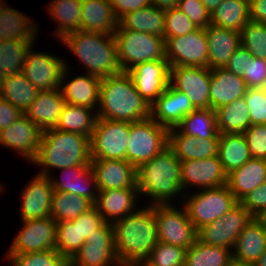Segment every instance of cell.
<instances>
[{"label":"cell","mask_w":266,"mask_h":266,"mask_svg":"<svg viewBox=\"0 0 266 266\" xmlns=\"http://www.w3.org/2000/svg\"><path fill=\"white\" fill-rule=\"evenodd\" d=\"M112 223L115 251L121 266H135L145 261L158 242L153 205Z\"/></svg>","instance_id":"6da1fadb"},{"label":"cell","mask_w":266,"mask_h":266,"mask_svg":"<svg viewBox=\"0 0 266 266\" xmlns=\"http://www.w3.org/2000/svg\"><path fill=\"white\" fill-rule=\"evenodd\" d=\"M99 109V110H98ZM98 118L135 122L150 117V106L126 71L101 79Z\"/></svg>","instance_id":"7a4b0ae2"},{"label":"cell","mask_w":266,"mask_h":266,"mask_svg":"<svg viewBox=\"0 0 266 266\" xmlns=\"http://www.w3.org/2000/svg\"><path fill=\"white\" fill-rule=\"evenodd\" d=\"M90 138L53 129L43 131L38 153L32 164L40 165L38 174L49 176V168L64 169L91 163Z\"/></svg>","instance_id":"3957f363"},{"label":"cell","mask_w":266,"mask_h":266,"mask_svg":"<svg viewBox=\"0 0 266 266\" xmlns=\"http://www.w3.org/2000/svg\"><path fill=\"white\" fill-rule=\"evenodd\" d=\"M136 170L138 192L150 196V205H168L177 194H184L181 161L169 147Z\"/></svg>","instance_id":"277c9868"},{"label":"cell","mask_w":266,"mask_h":266,"mask_svg":"<svg viewBox=\"0 0 266 266\" xmlns=\"http://www.w3.org/2000/svg\"><path fill=\"white\" fill-rule=\"evenodd\" d=\"M61 42L87 67V74L102 79L122 72L113 35L79 30Z\"/></svg>","instance_id":"5b68a950"},{"label":"cell","mask_w":266,"mask_h":266,"mask_svg":"<svg viewBox=\"0 0 266 266\" xmlns=\"http://www.w3.org/2000/svg\"><path fill=\"white\" fill-rule=\"evenodd\" d=\"M113 36L122 71L127 72L143 62L166 58L163 37L134 30H116Z\"/></svg>","instance_id":"8992f818"},{"label":"cell","mask_w":266,"mask_h":266,"mask_svg":"<svg viewBox=\"0 0 266 266\" xmlns=\"http://www.w3.org/2000/svg\"><path fill=\"white\" fill-rule=\"evenodd\" d=\"M200 190L191 196L183 195L186 201L183 207L197 231L220 219L239 203L227 185Z\"/></svg>","instance_id":"52a82bcc"},{"label":"cell","mask_w":266,"mask_h":266,"mask_svg":"<svg viewBox=\"0 0 266 266\" xmlns=\"http://www.w3.org/2000/svg\"><path fill=\"white\" fill-rule=\"evenodd\" d=\"M169 129L151 117L130 123L127 161L138 169L168 147Z\"/></svg>","instance_id":"ba28073f"},{"label":"cell","mask_w":266,"mask_h":266,"mask_svg":"<svg viewBox=\"0 0 266 266\" xmlns=\"http://www.w3.org/2000/svg\"><path fill=\"white\" fill-rule=\"evenodd\" d=\"M130 123L98 118L90 139L91 159L126 160Z\"/></svg>","instance_id":"9c48e42d"},{"label":"cell","mask_w":266,"mask_h":266,"mask_svg":"<svg viewBox=\"0 0 266 266\" xmlns=\"http://www.w3.org/2000/svg\"><path fill=\"white\" fill-rule=\"evenodd\" d=\"M158 241L188 249L197 241V230L189 220L184 207L153 205Z\"/></svg>","instance_id":"30bf717a"},{"label":"cell","mask_w":266,"mask_h":266,"mask_svg":"<svg viewBox=\"0 0 266 266\" xmlns=\"http://www.w3.org/2000/svg\"><path fill=\"white\" fill-rule=\"evenodd\" d=\"M253 216L239 202L230 211L197 231V239L207 245L234 248L238 235Z\"/></svg>","instance_id":"8fae6325"},{"label":"cell","mask_w":266,"mask_h":266,"mask_svg":"<svg viewBox=\"0 0 266 266\" xmlns=\"http://www.w3.org/2000/svg\"><path fill=\"white\" fill-rule=\"evenodd\" d=\"M164 39L166 59L170 67L208 68V44L205 29L197 28L183 36Z\"/></svg>","instance_id":"7c38bea8"},{"label":"cell","mask_w":266,"mask_h":266,"mask_svg":"<svg viewBox=\"0 0 266 266\" xmlns=\"http://www.w3.org/2000/svg\"><path fill=\"white\" fill-rule=\"evenodd\" d=\"M70 266H121L116 257L112 223L105 222L87 237Z\"/></svg>","instance_id":"4fadbf2b"},{"label":"cell","mask_w":266,"mask_h":266,"mask_svg":"<svg viewBox=\"0 0 266 266\" xmlns=\"http://www.w3.org/2000/svg\"><path fill=\"white\" fill-rule=\"evenodd\" d=\"M56 224L51 217L23 221V227L14 237L7 254H24L54 250Z\"/></svg>","instance_id":"5bb4252c"},{"label":"cell","mask_w":266,"mask_h":266,"mask_svg":"<svg viewBox=\"0 0 266 266\" xmlns=\"http://www.w3.org/2000/svg\"><path fill=\"white\" fill-rule=\"evenodd\" d=\"M65 62V59L44 52L35 53L30 48L22 72L38 91L58 89L61 85Z\"/></svg>","instance_id":"9a60e30c"},{"label":"cell","mask_w":266,"mask_h":266,"mask_svg":"<svg viewBox=\"0 0 266 266\" xmlns=\"http://www.w3.org/2000/svg\"><path fill=\"white\" fill-rule=\"evenodd\" d=\"M137 92L151 106L170 83L167 59L143 62L127 71Z\"/></svg>","instance_id":"2e32d148"},{"label":"cell","mask_w":266,"mask_h":266,"mask_svg":"<svg viewBox=\"0 0 266 266\" xmlns=\"http://www.w3.org/2000/svg\"><path fill=\"white\" fill-rule=\"evenodd\" d=\"M211 71L206 67H170V84L184 92L193 106L210 108Z\"/></svg>","instance_id":"e0dca14e"},{"label":"cell","mask_w":266,"mask_h":266,"mask_svg":"<svg viewBox=\"0 0 266 266\" xmlns=\"http://www.w3.org/2000/svg\"><path fill=\"white\" fill-rule=\"evenodd\" d=\"M43 131L25 114L0 131V145L15 150L27 161H33L38 153Z\"/></svg>","instance_id":"ac0fdd59"},{"label":"cell","mask_w":266,"mask_h":266,"mask_svg":"<svg viewBox=\"0 0 266 266\" xmlns=\"http://www.w3.org/2000/svg\"><path fill=\"white\" fill-rule=\"evenodd\" d=\"M181 183L183 191L191 185L202 189L216 188L227 184V175L218 155L201 160L181 161Z\"/></svg>","instance_id":"d6986e66"},{"label":"cell","mask_w":266,"mask_h":266,"mask_svg":"<svg viewBox=\"0 0 266 266\" xmlns=\"http://www.w3.org/2000/svg\"><path fill=\"white\" fill-rule=\"evenodd\" d=\"M98 191L137 189V170L126 160L92 159Z\"/></svg>","instance_id":"ffe728a7"},{"label":"cell","mask_w":266,"mask_h":266,"mask_svg":"<svg viewBox=\"0 0 266 266\" xmlns=\"http://www.w3.org/2000/svg\"><path fill=\"white\" fill-rule=\"evenodd\" d=\"M195 109L187 95L169 83L167 89L150 106V117L170 129Z\"/></svg>","instance_id":"44dd1931"},{"label":"cell","mask_w":266,"mask_h":266,"mask_svg":"<svg viewBox=\"0 0 266 266\" xmlns=\"http://www.w3.org/2000/svg\"><path fill=\"white\" fill-rule=\"evenodd\" d=\"M54 189L51 176L37 175L25 185L21 202L22 221L51 217V203Z\"/></svg>","instance_id":"7402d4cb"},{"label":"cell","mask_w":266,"mask_h":266,"mask_svg":"<svg viewBox=\"0 0 266 266\" xmlns=\"http://www.w3.org/2000/svg\"><path fill=\"white\" fill-rule=\"evenodd\" d=\"M68 69L69 67H67V63H65V69L62 74L60 85V91L65 99V102L70 105L84 106L95 110L96 107H99L101 79L96 76L86 74L85 76L79 75L69 81H66L67 77H69L67 76L69 74L67 73Z\"/></svg>","instance_id":"603a6c76"},{"label":"cell","mask_w":266,"mask_h":266,"mask_svg":"<svg viewBox=\"0 0 266 266\" xmlns=\"http://www.w3.org/2000/svg\"><path fill=\"white\" fill-rule=\"evenodd\" d=\"M210 108L213 110L230 104L238 98L244 97L247 92L245 80L231 73L225 67L210 69Z\"/></svg>","instance_id":"cb8c5ba5"},{"label":"cell","mask_w":266,"mask_h":266,"mask_svg":"<svg viewBox=\"0 0 266 266\" xmlns=\"http://www.w3.org/2000/svg\"><path fill=\"white\" fill-rule=\"evenodd\" d=\"M219 138L199 139L181 133L176 127L168 132V147L180 161L201 160L218 155Z\"/></svg>","instance_id":"d4e9b609"},{"label":"cell","mask_w":266,"mask_h":266,"mask_svg":"<svg viewBox=\"0 0 266 266\" xmlns=\"http://www.w3.org/2000/svg\"><path fill=\"white\" fill-rule=\"evenodd\" d=\"M138 189H111L99 191L94 207L105 222L113 223L137 211Z\"/></svg>","instance_id":"484cf974"},{"label":"cell","mask_w":266,"mask_h":266,"mask_svg":"<svg viewBox=\"0 0 266 266\" xmlns=\"http://www.w3.org/2000/svg\"><path fill=\"white\" fill-rule=\"evenodd\" d=\"M65 104L60 88L38 91L36 98L24 114L42 131H45L56 127Z\"/></svg>","instance_id":"4316f807"},{"label":"cell","mask_w":266,"mask_h":266,"mask_svg":"<svg viewBox=\"0 0 266 266\" xmlns=\"http://www.w3.org/2000/svg\"><path fill=\"white\" fill-rule=\"evenodd\" d=\"M60 170L62 172L61 179L51 178L54 192H69L86 197L93 204L95 203L99 191L90 165L68 167Z\"/></svg>","instance_id":"83f0119b"},{"label":"cell","mask_w":266,"mask_h":266,"mask_svg":"<svg viewBox=\"0 0 266 266\" xmlns=\"http://www.w3.org/2000/svg\"><path fill=\"white\" fill-rule=\"evenodd\" d=\"M208 44V68L225 67L241 46L240 33L210 24L205 28Z\"/></svg>","instance_id":"f1b7e54d"},{"label":"cell","mask_w":266,"mask_h":266,"mask_svg":"<svg viewBox=\"0 0 266 266\" xmlns=\"http://www.w3.org/2000/svg\"><path fill=\"white\" fill-rule=\"evenodd\" d=\"M118 28L110 0H81V30L113 35Z\"/></svg>","instance_id":"f546056e"},{"label":"cell","mask_w":266,"mask_h":266,"mask_svg":"<svg viewBox=\"0 0 266 266\" xmlns=\"http://www.w3.org/2000/svg\"><path fill=\"white\" fill-rule=\"evenodd\" d=\"M266 181V160L251 158L227 175V186L240 201Z\"/></svg>","instance_id":"4dcf8cb0"},{"label":"cell","mask_w":266,"mask_h":266,"mask_svg":"<svg viewBox=\"0 0 266 266\" xmlns=\"http://www.w3.org/2000/svg\"><path fill=\"white\" fill-rule=\"evenodd\" d=\"M233 259L255 263L266 250V228L254 217L238 235Z\"/></svg>","instance_id":"1f68e13d"},{"label":"cell","mask_w":266,"mask_h":266,"mask_svg":"<svg viewBox=\"0 0 266 266\" xmlns=\"http://www.w3.org/2000/svg\"><path fill=\"white\" fill-rule=\"evenodd\" d=\"M5 2L0 4V42L5 39L34 41L39 24Z\"/></svg>","instance_id":"d6a6232c"},{"label":"cell","mask_w":266,"mask_h":266,"mask_svg":"<svg viewBox=\"0 0 266 266\" xmlns=\"http://www.w3.org/2000/svg\"><path fill=\"white\" fill-rule=\"evenodd\" d=\"M117 30H134L165 38V11L154 5L126 13Z\"/></svg>","instance_id":"836d02e7"},{"label":"cell","mask_w":266,"mask_h":266,"mask_svg":"<svg viewBox=\"0 0 266 266\" xmlns=\"http://www.w3.org/2000/svg\"><path fill=\"white\" fill-rule=\"evenodd\" d=\"M218 156L226 175L250 160L252 157L244 133L220 134Z\"/></svg>","instance_id":"e575fe53"},{"label":"cell","mask_w":266,"mask_h":266,"mask_svg":"<svg viewBox=\"0 0 266 266\" xmlns=\"http://www.w3.org/2000/svg\"><path fill=\"white\" fill-rule=\"evenodd\" d=\"M92 112H94V115ZM97 119V110L66 103L55 129L84 135L91 139Z\"/></svg>","instance_id":"d590c367"},{"label":"cell","mask_w":266,"mask_h":266,"mask_svg":"<svg viewBox=\"0 0 266 266\" xmlns=\"http://www.w3.org/2000/svg\"><path fill=\"white\" fill-rule=\"evenodd\" d=\"M220 134L244 133L251 126L249 109L244 97L215 110Z\"/></svg>","instance_id":"8d00e7d4"},{"label":"cell","mask_w":266,"mask_h":266,"mask_svg":"<svg viewBox=\"0 0 266 266\" xmlns=\"http://www.w3.org/2000/svg\"><path fill=\"white\" fill-rule=\"evenodd\" d=\"M249 21V0H223L211 14L212 25L239 33Z\"/></svg>","instance_id":"74e56055"},{"label":"cell","mask_w":266,"mask_h":266,"mask_svg":"<svg viewBox=\"0 0 266 266\" xmlns=\"http://www.w3.org/2000/svg\"><path fill=\"white\" fill-rule=\"evenodd\" d=\"M48 10L58 23L55 33L59 40L81 30V0H53Z\"/></svg>","instance_id":"f35d334b"},{"label":"cell","mask_w":266,"mask_h":266,"mask_svg":"<svg viewBox=\"0 0 266 266\" xmlns=\"http://www.w3.org/2000/svg\"><path fill=\"white\" fill-rule=\"evenodd\" d=\"M176 128L195 138H220L217 130L216 112L211 108H198L182 119Z\"/></svg>","instance_id":"ab89813d"},{"label":"cell","mask_w":266,"mask_h":266,"mask_svg":"<svg viewBox=\"0 0 266 266\" xmlns=\"http://www.w3.org/2000/svg\"><path fill=\"white\" fill-rule=\"evenodd\" d=\"M38 90L28 81L23 72L5 76L0 98L10 102L23 113L36 98Z\"/></svg>","instance_id":"60d3db41"},{"label":"cell","mask_w":266,"mask_h":266,"mask_svg":"<svg viewBox=\"0 0 266 266\" xmlns=\"http://www.w3.org/2000/svg\"><path fill=\"white\" fill-rule=\"evenodd\" d=\"M232 249L207 245L197 241L185 253L184 266H229Z\"/></svg>","instance_id":"b9f144b4"},{"label":"cell","mask_w":266,"mask_h":266,"mask_svg":"<svg viewBox=\"0 0 266 266\" xmlns=\"http://www.w3.org/2000/svg\"><path fill=\"white\" fill-rule=\"evenodd\" d=\"M93 206L86 197L69 192H53L50 214L56 222L72 221Z\"/></svg>","instance_id":"7bdbcfd3"},{"label":"cell","mask_w":266,"mask_h":266,"mask_svg":"<svg viewBox=\"0 0 266 266\" xmlns=\"http://www.w3.org/2000/svg\"><path fill=\"white\" fill-rule=\"evenodd\" d=\"M33 41L5 39L0 42V70L4 76L23 70L26 56Z\"/></svg>","instance_id":"ee69618b"},{"label":"cell","mask_w":266,"mask_h":266,"mask_svg":"<svg viewBox=\"0 0 266 266\" xmlns=\"http://www.w3.org/2000/svg\"><path fill=\"white\" fill-rule=\"evenodd\" d=\"M85 239H80L79 222L61 221L56 224L55 250L69 261L80 250Z\"/></svg>","instance_id":"f6af8a7d"},{"label":"cell","mask_w":266,"mask_h":266,"mask_svg":"<svg viewBox=\"0 0 266 266\" xmlns=\"http://www.w3.org/2000/svg\"><path fill=\"white\" fill-rule=\"evenodd\" d=\"M12 266H70L69 260L55 249L24 254H7Z\"/></svg>","instance_id":"bcb514c9"},{"label":"cell","mask_w":266,"mask_h":266,"mask_svg":"<svg viewBox=\"0 0 266 266\" xmlns=\"http://www.w3.org/2000/svg\"><path fill=\"white\" fill-rule=\"evenodd\" d=\"M240 41L252 56L266 59V24L249 21L240 32Z\"/></svg>","instance_id":"7dc6e473"},{"label":"cell","mask_w":266,"mask_h":266,"mask_svg":"<svg viewBox=\"0 0 266 266\" xmlns=\"http://www.w3.org/2000/svg\"><path fill=\"white\" fill-rule=\"evenodd\" d=\"M186 249L158 241L145 262L150 266H184Z\"/></svg>","instance_id":"c3c4849f"},{"label":"cell","mask_w":266,"mask_h":266,"mask_svg":"<svg viewBox=\"0 0 266 266\" xmlns=\"http://www.w3.org/2000/svg\"><path fill=\"white\" fill-rule=\"evenodd\" d=\"M198 27L178 8L165 11V38L188 34Z\"/></svg>","instance_id":"681fc988"},{"label":"cell","mask_w":266,"mask_h":266,"mask_svg":"<svg viewBox=\"0 0 266 266\" xmlns=\"http://www.w3.org/2000/svg\"><path fill=\"white\" fill-rule=\"evenodd\" d=\"M251 118V125L266 124V87L248 88L244 96Z\"/></svg>","instance_id":"f907efd6"},{"label":"cell","mask_w":266,"mask_h":266,"mask_svg":"<svg viewBox=\"0 0 266 266\" xmlns=\"http://www.w3.org/2000/svg\"><path fill=\"white\" fill-rule=\"evenodd\" d=\"M178 9L198 28L205 29L211 24V15L200 0H180Z\"/></svg>","instance_id":"816d5d0a"},{"label":"cell","mask_w":266,"mask_h":266,"mask_svg":"<svg viewBox=\"0 0 266 266\" xmlns=\"http://www.w3.org/2000/svg\"><path fill=\"white\" fill-rule=\"evenodd\" d=\"M244 135L251 157L266 160V124L251 125Z\"/></svg>","instance_id":"f5cc1de1"},{"label":"cell","mask_w":266,"mask_h":266,"mask_svg":"<svg viewBox=\"0 0 266 266\" xmlns=\"http://www.w3.org/2000/svg\"><path fill=\"white\" fill-rule=\"evenodd\" d=\"M248 88L266 87V59L252 57L242 77Z\"/></svg>","instance_id":"db71d44e"},{"label":"cell","mask_w":266,"mask_h":266,"mask_svg":"<svg viewBox=\"0 0 266 266\" xmlns=\"http://www.w3.org/2000/svg\"><path fill=\"white\" fill-rule=\"evenodd\" d=\"M73 221L79 222L80 239L85 240L105 223L103 217L94 206Z\"/></svg>","instance_id":"11a10c76"},{"label":"cell","mask_w":266,"mask_h":266,"mask_svg":"<svg viewBox=\"0 0 266 266\" xmlns=\"http://www.w3.org/2000/svg\"><path fill=\"white\" fill-rule=\"evenodd\" d=\"M255 217L266 209V181L239 201Z\"/></svg>","instance_id":"9f6ffc18"},{"label":"cell","mask_w":266,"mask_h":266,"mask_svg":"<svg viewBox=\"0 0 266 266\" xmlns=\"http://www.w3.org/2000/svg\"><path fill=\"white\" fill-rule=\"evenodd\" d=\"M253 56L242 46L234 52L225 68L231 73L243 77L246 73L248 62Z\"/></svg>","instance_id":"6f0895ef"},{"label":"cell","mask_w":266,"mask_h":266,"mask_svg":"<svg viewBox=\"0 0 266 266\" xmlns=\"http://www.w3.org/2000/svg\"><path fill=\"white\" fill-rule=\"evenodd\" d=\"M114 15L119 20L126 13L151 5V0H110Z\"/></svg>","instance_id":"680465c9"},{"label":"cell","mask_w":266,"mask_h":266,"mask_svg":"<svg viewBox=\"0 0 266 266\" xmlns=\"http://www.w3.org/2000/svg\"><path fill=\"white\" fill-rule=\"evenodd\" d=\"M24 113L10 102L0 98V131L18 120Z\"/></svg>","instance_id":"91938a15"},{"label":"cell","mask_w":266,"mask_h":266,"mask_svg":"<svg viewBox=\"0 0 266 266\" xmlns=\"http://www.w3.org/2000/svg\"><path fill=\"white\" fill-rule=\"evenodd\" d=\"M250 21L266 24V0H249Z\"/></svg>","instance_id":"94428289"},{"label":"cell","mask_w":266,"mask_h":266,"mask_svg":"<svg viewBox=\"0 0 266 266\" xmlns=\"http://www.w3.org/2000/svg\"><path fill=\"white\" fill-rule=\"evenodd\" d=\"M180 0H151V4L158 7L160 10L167 11L178 8Z\"/></svg>","instance_id":"6125c7cd"},{"label":"cell","mask_w":266,"mask_h":266,"mask_svg":"<svg viewBox=\"0 0 266 266\" xmlns=\"http://www.w3.org/2000/svg\"><path fill=\"white\" fill-rule=\"evenodd\" d=\"M200 1L211 15L223 0H200Z\"/></svg>","instance_id":"be15d7a7"},{"label":"cell","mask_w":266,"mask_h":266,"mask_svg":"<svg viewBox=\"0 0 266 266\" xmlns=\"http://www.w3.org/2000/svg\"><path fill=\"white\" fill-rule=\"evenodd\" d=\"M266 228V209L262 210L258 215L254 217Z\"/></svg>","instance_id":"e7e4bbea"},{"label":"cell","mask_w":266,"mask_h":266,"mask_svg":"<svg viewBox=\"0 0 266 266\" xmlns=\"http://www.w3.org/2000/svg\"><path fill=\"white\" fill-rule=\"evenodd\" d=\"M229 266H256V264L255 263L240 262V261H237L235 259H232L230 261Z\"/></svg>","instance_id":"03108f58"},{"label":"cell","mask_w":266,"mask_h":266,"mask_svg":"<svg viewBox=\"0 0 266 266\" xmlns=\"http://www.w3.org/2000/svg\"><path fill=\"white\" fill-rule=\"evenodd\" d=\"M256 266H266V250L260 256V258L255 262Z\"/></svg>","instance_id":"003e7915"},{"label":"cell","mask_w":266,"mask_h":266,"mask_svg":"<svg viewBox=\"0 0 266 266\" xmlns=\"http://www.w3.org/2000/svg\"><path fill=\"white\" fill-rule=\"evenodd\" d=\"M4 79H5V76L1 73V70H0V92H1V89H2V84L4 82Z\"/></svg>","instance_id":"a7ac6f4b"},{"label":"cell","mask_w":266,"mask_h":266,"mask_svg":"<svg viewBox=\"0 0 266 266\" xmlns=\"http://www.w3.org/2000/svg\"><path fill=\"white\" fill-rule=\"evenodd\" d=\"M135 266H150L145 261L137 263Z\"/></svg>","instance_id":"89a4df30"}]
</instances>
